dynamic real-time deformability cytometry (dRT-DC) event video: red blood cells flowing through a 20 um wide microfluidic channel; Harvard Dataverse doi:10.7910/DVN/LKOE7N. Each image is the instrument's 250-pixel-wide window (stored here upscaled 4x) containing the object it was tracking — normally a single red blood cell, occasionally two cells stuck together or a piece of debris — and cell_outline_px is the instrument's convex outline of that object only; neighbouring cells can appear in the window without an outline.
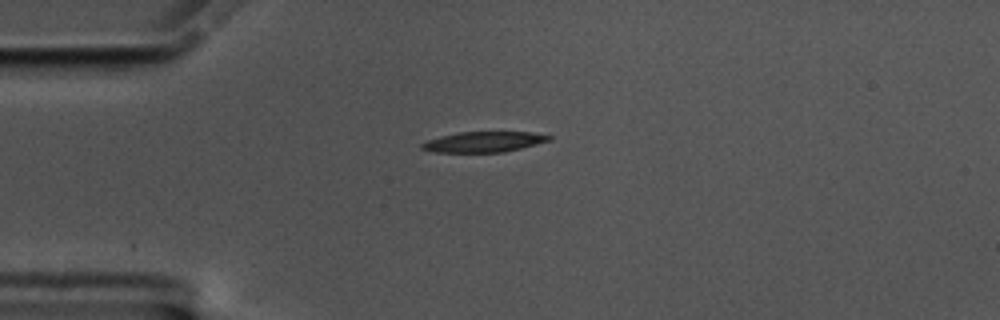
{"species": "common noctule bat (a hibernating species)", "species_latin": "Nyctalus noctula", "temperature_condition": "cold", "stored_images_in_passage": 5, "camera_frame_rate_fps": 3000, "um_per_image_px": 0.085, "animal": {"sex": "male", "body_mass_g": 17.5, "forearm_length_mm": 52.3}, "frame": {"image": 1, "passage_image": 1, "time_ms": 0.0, "image_size_px": [1000, 320], "cell_outline_px": [[552, 140], [504, 152], [432, 152], [420, 148], [420, 144], [428, 140], [440, 136], [460, 132], [532, 132], [552, 136]], "centroid_in_image_um": [41.11, 12.06], "position_along_channel_um": 43.9, "area_um2": 15.14}}